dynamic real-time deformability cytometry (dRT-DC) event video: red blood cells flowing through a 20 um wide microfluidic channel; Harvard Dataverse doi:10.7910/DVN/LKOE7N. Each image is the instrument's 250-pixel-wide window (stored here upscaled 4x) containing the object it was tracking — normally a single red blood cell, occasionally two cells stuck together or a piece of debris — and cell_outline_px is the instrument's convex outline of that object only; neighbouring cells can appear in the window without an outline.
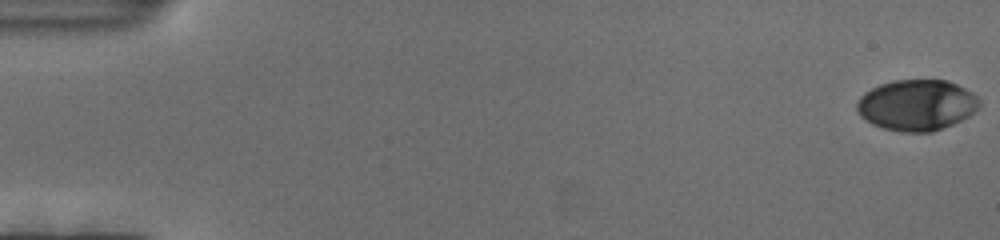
{"species": "human", "species_latin": "Homo sapiens", "temperature_condition": "cold", "stored_images_in_passage": 120, "camera_frame_rate_fps": 3000, "um_per_image_px": 0.085, "donor": {"sex": "female"}, "frame": {"image": 1, "passage_image": 1, "time_ms": 0.0, "image_size_px": [1000, 240], "cell_outline_px": [[980, 108], [968, 116], [952, 124], [932, 132], [900, 132], [884, 128], [872, 124], [860, 116], [856, 108], [856, 104], [860, 96], [864, 92], [880, 84], [892, 80], [948, 80], [972, 92], [980, 100]], "centroid_in_image_um": [77.91, 8.93], "position_along_channel_um": 7.1, "area_um2": 36.47}}
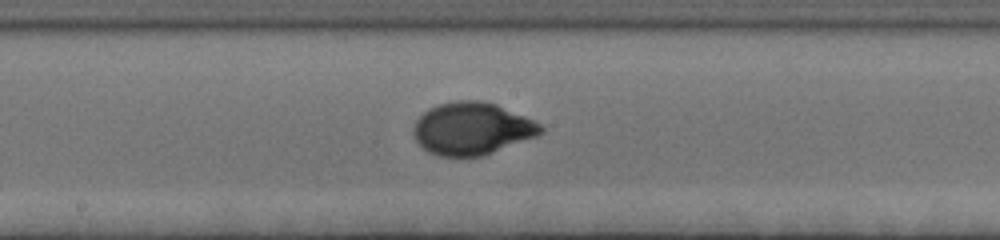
{"frame": {"image": 2, "passage_image": 65, "time_ms": 21.333, "image_size_px": [1000, 240], "cell_outline_px": [[544, 132], [536, 136], [484, 156], [436, 156], [428, 152], [416, 140], [412, 132], [412, 128], [416, 120], [428, 108], [436, 104], [456, 100], [480, 100], [496, 104], [524, 116], [540, 124], [544, 128]], "centroid_in_image_um": [40.09, 10.93], "position_along_channel_um": 208.1, "area_um2": 38.96}}
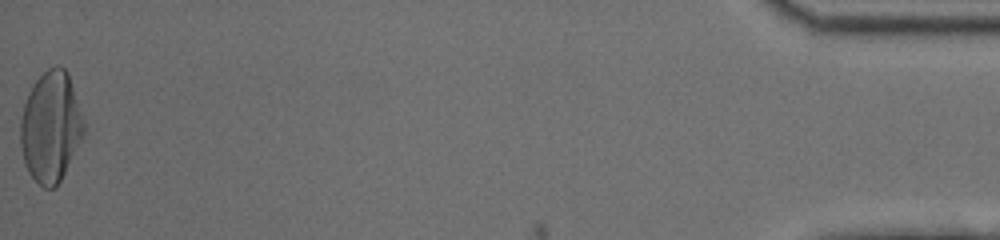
{"frame": {"image": 3, "passage_image": 120, "time_ms": 39.667, "image_size_px": [1000, 240], "cell_outline_px": [[84, 136], [56, 188], [44, 188], [28, 172], [24, 164], [20, 144], [20, 120], [24, 104], [28, 92], [32, 84], [48, 68], [56, 64], [60, 64], [68, 72], [84, 120]], "centroid_in_image_um": [4.31, 10.76], "position_along_channel_um": 430.9, "area_um2": 41.1}}